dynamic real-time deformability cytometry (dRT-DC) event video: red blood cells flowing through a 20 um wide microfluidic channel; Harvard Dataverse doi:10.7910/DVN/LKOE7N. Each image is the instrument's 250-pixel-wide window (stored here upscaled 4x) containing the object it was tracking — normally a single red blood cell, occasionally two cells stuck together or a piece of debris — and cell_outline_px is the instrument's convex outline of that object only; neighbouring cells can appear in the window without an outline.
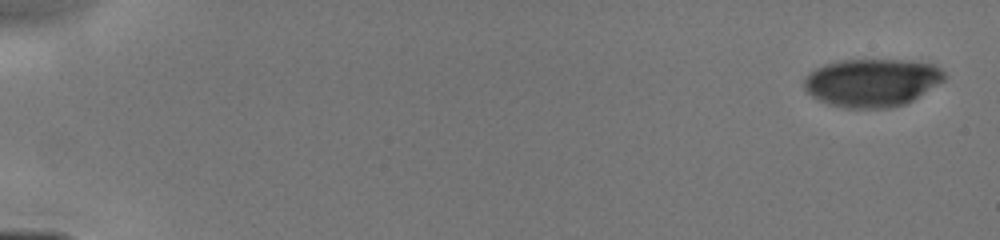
{"species": "human", "species_latin": "Homo sapiens", "temperature_condition": "cold", "stored_images_in_passage": 39, "camera_frame_rate_fps": 3000, "um_per_image_px": 0.085, "donor": {"sex": "male"}, "frame": {"image": 1, "passage_image": 1, "time_ms": 0.0, "image_size_px": [1000, 240], "cell_outline_px": [[944, 80], [912, 100], [904, 104], [888, 108], [848, 108], [828, 104], [812, 96], [804, 88], [804, 76], [808, 72], [824, 64], [840, 60], [908, 60], [936, 64], [944, 72]], "centroid_in_image_um": [74.09, 7.01], "position_along_channel_um": 10.9, "area_um2": 39.25}}
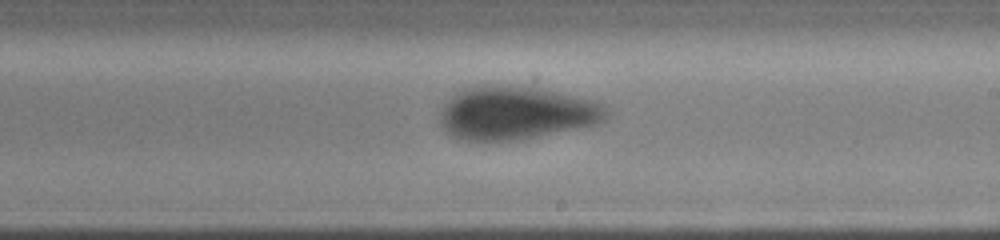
{"frame": {"image": 2, "passage_image": 24, "time_ms": 9.333, "image_size_px": [1000, 240], "cell_outline_px": [[608, 116], [604, 120], [596, 124], [524, 140], [460, 140], [452, 136], [444, 128], [440, 120], [440, 112], [444, 104], [456, 92], [464, 88], [488, 84], [532, 88], [596, 100], [608, 112]], "centroid_in_image_um": [43.84, 9.62], "position_along_channel_um": 245.2, "area_um2": 51.33}}
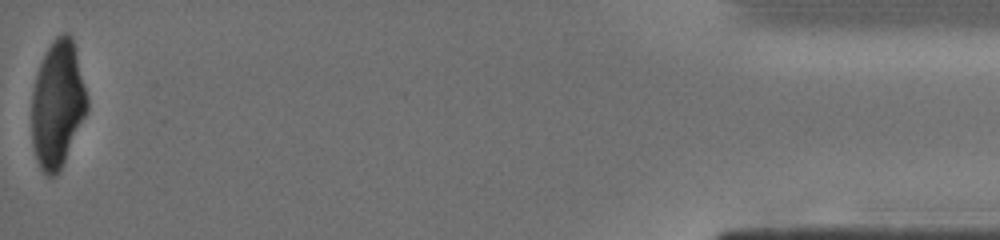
{"frame": {"image": 3, "passage_image": 39, "time_ms": 15.333, "image_size_px": [1000, 240], "cell_outline_px": [[88, 112], [56, 176], [48, 176], [40, 168], [36, 160], [32, 144], [32, 92], [36, 76], [40, 64], [52, 40], [56, 36], [64, 32], [68, 32], [72, 36], [76, 48], [88, 96]], "centroid_in_image_um": [4.91, 8.82], "position_along_channel_um": 430.3, "area_um2": 41.15}}